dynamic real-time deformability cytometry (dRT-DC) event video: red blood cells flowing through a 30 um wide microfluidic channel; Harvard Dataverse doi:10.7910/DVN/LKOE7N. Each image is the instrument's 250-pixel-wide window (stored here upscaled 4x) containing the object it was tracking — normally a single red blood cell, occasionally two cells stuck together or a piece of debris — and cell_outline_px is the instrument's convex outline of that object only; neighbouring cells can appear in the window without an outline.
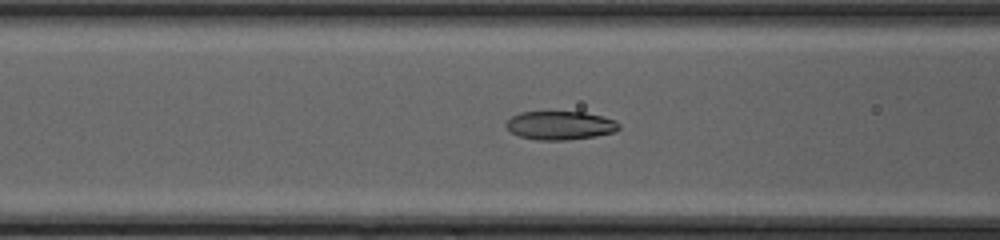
{"species": "common noctule bat (a hibernating species)", "species_latin": "Nyctalus noctula", "temperature_condition": "cold", "stored_images_in_passage": 51, "camera_frame_rate_fps": 3000, "um_per_image_px": 0.085, "animal": {"sex": "female", "body_mass_g": 20.0, "forearm_length_mm": 54.0}, "frame": {"image": 1, "passage_image": 23, "time_ms": 7.333, "image_size_px": [1000, 240], "cell_outline_px": [[620, 128], [616, 132], [596, 136], [568, 140], [536, 140], [520, 136], [512, 132], [504, 124], [512, 116], [520, 112], [584, 112], [604, 116], [616, 120], [620, 124]], "centroid_in_image_um": [47.66, 10.66], "position_along_channel_um": 118.9, "area_um2": 18.96}}
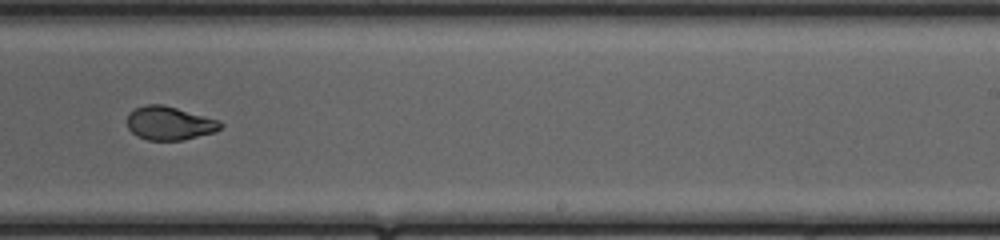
{"frame": {"image": 2, "passage_image": 34, "time_ms": 11.0, "image_size_px": [1000, 240], "cell_outline_px": [[224, 124], [216, 132], [184, 140], [148, 140], [136, 136], [128, 128], [128, 112], [136, 108], [148, 104], [164, 104], [220, 120]], "centroid_in_image_um": [14.43, 10.47], "position_along_channel_um": 274.6, "area_um2": 18.44}}
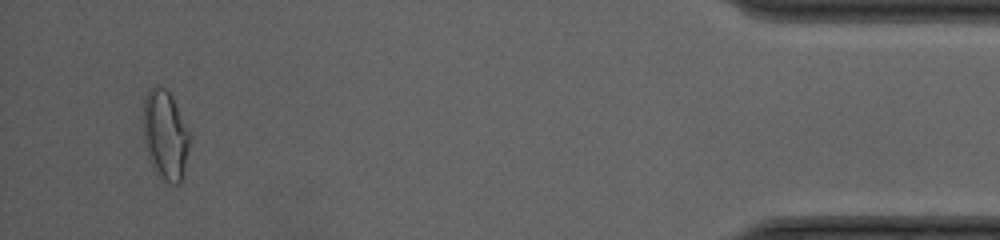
{"frame": {"image": 3, "passage_image": 49, "time_ms": 16.0, "image_size_px": [1000, 240], "cell_outline_px": [[192, 136], [184, 176], [180, 184], [168, 184], [156, 172], [148, 160], [144, 144], [144, 96], [148, 88], [156, 84], [164, 88], [172, 96]], "centroid_in_image_um": [14.07, 11.5], "position_along_channel_um": 421.1, "area_um2": 24.91}, "authors_computed_cell_mechanics": {"area_um2": 19.652, "velocity_mm_per_s": 4.2481, "shape_relaxation_time_tau1_ms": 6.2557, "shape_relaxation_time_tau2_ms": 1.2985, "deformation_change_tau1": 0.2106, "deformation_change_tau2": 0.0612}}